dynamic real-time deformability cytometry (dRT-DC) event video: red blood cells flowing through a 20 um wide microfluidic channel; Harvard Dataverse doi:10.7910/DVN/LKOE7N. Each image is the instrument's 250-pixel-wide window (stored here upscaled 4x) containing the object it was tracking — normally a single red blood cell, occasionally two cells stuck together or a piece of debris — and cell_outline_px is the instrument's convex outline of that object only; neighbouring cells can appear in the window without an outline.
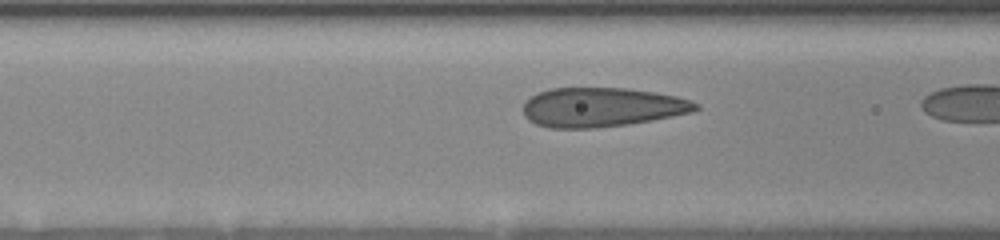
{"species": "human", "species_latin": "Homo sapiens", "temperature_condition": "room temperature", "stored_images_in_passage": 12, "camera_frame_rate_fps": 3000, "um_per_image_px": 0.085, "donor": {"sex": "female"}, "frame": {"image": 1, "passage_image": 8, "time_ms": 1.333, "image_size_px": [1000, 240], "cell_outline_px": [[700, 108], [692, 112], [652, 120], [628, 124], [596, 128], [548, 128], [536, 124], [528, 120], [524, 116], [524, 100], [540, 92], [552, 88], [628, 88], [656, 92], [676, 96], [700, 104]], "centroid_in_image_um": [51.15, 9.12], "position_along_channel_um": 115.5, "area_um2": 39.59}}